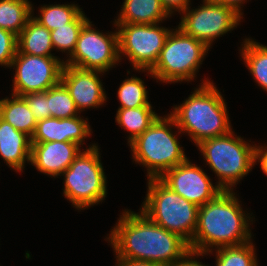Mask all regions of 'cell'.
Wrapping results in <instances>:
<instances>
[{
  "label": "cell",
  "instance_id": "603a6c76",
  "mask_svg": "<svg viewBox=\"0 0 267 266\" xmlns=\"http://www.w3.org/2000/svg\"><path fill=\"white\" fill-rule=\"evenodd\" d=\"M32 17V3L29 0H0V28L17 37Z\"/></svg>",
  "mask_w": 267,
  "mask_h": 266
},
{
  "label": "cell",
  "instance_id": "d6a6232c",
  "mask_svg": "<svg viewBox=\"0 0 267 266\" xmlns=\"http://www.w3.org/2000/svg\"><path fill=\"white\" fill-rule=\"evenodd\" d=\"M204 255L190 252L182 261H179L174 266H209L205 265L198 260L199 257ZM197 260H196V258Z\"/></svg>",
  "mask_w": 267,
  "mask_h": 266
},
{
  "label": "cell",
  "instance_id": "9a60e30c",
  "mask_svg": "<svg viewBox=\"0 0 267 266\" xmlns=\"http://www.w3.org/2000/svg\"><path fill=\"white\" fill-rule=\"evenodd\" d=\"M89 124L88 118L84 119L80 115L64 119H41L37 121L31 143L60 141L76 143L82 147L85 139L93 133Z\"/></svg>",
  "mask_w": 267,
  "mask_h": 266
},
{
  "label": "cell",
  "instance_id": "2e32d148",
  "mask_svg": "<svg viewBox=\"0 0 267 266\" xmlns=\"http://www.w3.org/2000/svg\"><path fill=\"white\" fill-rule=\"evenodd\" d=\"M81 151L78 144L71 142L32 143L30 163L44 175L58 178Z\"/></svg>",
  "mask_w": 267,
  "mask_h": 266
},
{
  "label": "cell",
  "instance_id": "ac0fdd59",
  "mask_svg": "<svg viewBox=\"0 0 267 266\" xmlns=\"http://www.w3.org/2000/svg\"><path fill=\"white\" fill-rule=\"evenodd\" d=\"M114 23L157 24L171 16L160 0H124Z\"/></svg>",
  "mask_w": 267,
  "mask_h": 266
},
{
  "label": "cell",
  "instance_id": "4dcf8cb0",
  "mask_svg": "<svg viewBox=\"0 0 267 266\" xmlns=\"http://www.w3.org/2000/svg\"><path fill=\"white\" fill-rule=\"evenodd\" d=\"M160 1L162 3V6L170 16H172L174 12H178L181 15V13L191 5L190 2L191 0H160Z\"/></svg>",
  "mask_w": 267,
  "mask_h": 266
},
{
  "label": "cell",
  "instance_id": "5b68a950",
  "mask_svg": "<svg viewBox=\"0 0 267 266\" xmlns=\"http://www.w3.org/2000/svg\"><path fill=\"white\" fill-rule=\"evenodd\" d=\"M234 133L231 130L226 135L210 138L196 145L206 164L215 173L217 185L225 191H234V187L255 166V144H250Z\"/></svg>",
  "mask_w": 267,
  "mask_h": 266
},
{
  "label": "cell",
  "instance_id": "d4e9b609",
  "mask_svg": "<svg viewBox=\"0 0 267 266\" xmlns=\"http://www.w3.org/2000/svg\"><path fill=\"white\" fill-rule=\"evenodd\" d=\"M255 245L252 241L215 249V266H258Z\"/></svg>",
  "mask_w": 267,
  "mask_h": 266
},
{
  "label": "cell",
  "instance_id": "30bf717a",
  "mask_svg": "<svg viewBox=\"0 0 267 266\" xmlns=\"http://www.w3.org/2000/svg\"><path fill=\"white\" fill-rule=\"evenodd\" d=\"M93 26L90 19L83 25L75 49L64 64L105 74L121 62L118 31L103 33Z\"/></svg>",
  "mask_w": 267,
  "mask_h": 266
},
{
  "label": "cell",
  "instance_id": "ba28073f",
  "mask_svg": "<svg viewBox=\"0 0 267 266\" xmlns=\"http://www.w3.org/2000/svg\"><path fill=\"white\" fill-rule=\"evenodd\" d=\"M99 151L98 144H90L60 175L64 176V198H67L77 210H85L102 203L108 194L107 177Z\"/></svg>",
  "mask_w": 267,
  "mask_h": 266
},
{
  "label": "cell",
  "instance_id": "f546056e",
  "mask_svg": "<svg viewBox=\"0 0 267 266\" xmlns=\"http://www.w3.org/2000/svg\"><path fill=\"white\" fill-rule=\"evenodd\" d=\"M29 105L30 111L38 120L50 118L49 100L47 90L44 92H31L22 96Z\"/></svg>",
  "mask_w": 267,
  "mask_h": 266
},
{
  "label": "cell",
  "instance_id": "5bb4252c",
  "mask_svg": "<svg viewBox=\"0 0 267 266\" xmlns=\"http://www.w3.org/2000/svg\"><path fill=\"white\" fill-rule=\"evenodd\" d=\"M101 75H104L103 72L64 64L61 83L68 90L80 113L85 109L99 108L106 103L108 97L100 79Z\"/></svg>",
  "mask_w": 267,
  "mask_h": 266
},
{
  "label": "cell",
  "instance_id": "4fadbf2b",
  "mask_svg": "<svg viewBox=\"0 0 267 266\" xmlns=\"http://www.w3.org/2000/svg\"><path fill=\"white\" fill-rule=\"evenodd\" d=\"M172 191L197 206H202L214 199L221 191L217 184L213 185L210 176L189 158L167 170L160 178Z\"/></svg>",
  "mask_w": 267,
  "mask_h": 266
},
{
  "label": "cell",
  "instance_id": "44dd1931",
  "mask_svg": "<svg viewBox=\"0 0 267 266\" xmlns=\"http://www.w3.org/2000/svg\"><path fill=\"white\" fill-rule=\"evenodd\" d=\"M153 109L152 106L118 108L115 122L129 133L127 137L128 145L148 129L160 116Z\"/></svg>",
  "mask_w": 267,
  "mask_h": 266
},
{
  "label": "cell",
  "instance_id": "6da1fadb",
  "mask_svg": "<svg viewBox=\"0 0 267 266\" xmlns=\"http://www.w3.org/2000/svg\"><path fill=\"white\" fill-rule=\"evenodd\" d=\"M105 238L116 260H139L174 266L191 251L189 244L175 233L157 225L141 210L125 209Z\"/></svg>",
  "mask_w": 267,
  "mask_h": 266
},
{
  "label": "cell",
  "instance_id": "f1b7e54d",
  "mask_svg": "<svg viewBox=\"0 0 267 266\" xmlns=\"http://www.w3.org/2000/svg\"><path fill=\"white\" fill-rule=\"evenodd\" d=\"M17 50V36L0 28V66L10 68Z\"/></svg>",
  "mask_w": 267,
  "mask_h": 266
},
{
  "label": "cell",
  "instance_id": "7c38bea8",
  "mask_svg": "<svg viewBox=\"0 0 267 266\" xmlns=\"http://www.w3.org/2000/svg\"><path fill=\"white\" fill-rule=\"evenodd\" d=\"M64 60L57 56H33L18 50L10 68L15 70L12 94L23 96L31 92H44L61 82Z\"/></svg>",
  "mask_w": 267,
  "mask_h": 266
},
{
  "label": "cell",
  "instance_id": "8992f818",
  "mask_svg": "<svg viewBox=\"0 0 267 266\" xmlns=\"http://www.w3.org/2000/svg\"><path fill=\"white\" fill-rule=\"evenodd\" d=\"M147 180V194L139 210L190 244L197 228L199 206L172 191L159 178Z\"/></svg>",
  "mask_w": 267,
  "mask_h": 266
},
{
  "label": "cell",
  "instance_id": "277c9868",
  "mask_svg": "<svg viewBox=\"0 0 267 266\" xmlns=\"http://www.w3.org/2000/svg\"><path fill=\"white\" fill-rule=\"evenodd\" d=\"M177 124L168 114L159 116L155 122L128 146L135 163L146 168L147 178H160L167 170L187 159L177 133Z\"/></svg>",
  "mask_w": 267,
  "mask_h": 266
},
{
  "label": "cell",
  "instance_id": "7a4b0ae2",
  "mask_svg": "<svg viewBox=\"0 0 267 266\" xmlns=\"http://www.w3.org/2000/svg\"><path fill=\"white\" fill-rule=\"evenodd\" d=\"M236 194L223 190L214 199L199 206L197 228L189 244L191 252L210 255L217 248L253 241L249 226L251 221L253 223V213L243 210Z\"/></svg>",
  "mask_w": 267,
  "mask_h": 266
},
{
  "label": "cell",
  "instance_id": "9c48e42d",
  "mask_svg": "<svg viewBox=\"0 0 267 266\" xmlns=\"http://www.w3.org/2000/svg\"><path fill=\"white\" fill-rule=\"evenodd\" d=\"M113 25L118 31L119 59L127 56L135 70H150L155 65L172 30L160 26L161 23Z\"/></svg>",
  "mask_w": 267,
  "mask_h": 266
},
{
  "label": "cell",
  "instance_id": "83f0119b",
  "mask_svg": "<svg viewBox=\"0 0 267 266\" xmlns=\"http://www.w3.org/2000/svg\"><path fill=\"white\" fill-rule=\"evenodd\" d=\"M47 98L50 117L64 119L80 115L74 100L61 82L47 90Z\"/></svg>",
  "mask_w": 267,
  "mask_h": 266
},
{
  "label": "cell",
  "instance_id": "3957f363",
  "mask_svg": "<svg viewBox=\"0 0 267 266\" xmlns=\"http://www.w3.org/2000/svg\"><path fill=\"white\" fill-rule=\"evenodd\" d=\"M199 87L180 105H174L170 115L174 118L178 134L187 133L195 145L226 135L232 130L227 102L213 81L202 80Z\"/></svg>",
  "mask_w": 267,
  "mask_h": 266
},
{
  "label": "cell",
  "instance_id": "52a82bcc",
  "mask_svg": "<svg viewBox=\"0 0 267 266\" xmlns=\"http://www.w3.org/2000/svg\"><path fill=\"white\" fill-rule=\"evenodd\" d=\"M209 49L205 43L185 34L180 28H173L155 65L150 70L136 71L147 72L162 83L194 81Z\"/></svg>",
  "mask_w": 267,
  "mask_h": 266
},
{
  "label": "cell",
  "instance_id": "d6986e66",
  "mask_svg": "<svg viewBox=\"0 0 267 266\" xmlns=\"http://www.w3.org/2000/svg\"><path fill=\"white\" fill-rule=\"evenodd\" d=\"M18 51L33 56L50 57L55 54L52 46L50 30L40 25L32 17L27 21L26 26L17 37Z\"/></svg>",
  "mask_w": 267,
  "mask_h": 266
},
{
  "label": "cell",
  "instance_id": "7402d4cb",
  "mask_svg": "<svg viewBox=\"0 0 267 266\" xmlns=\"http://www.w3.org/2000/svg\"><path fill=\"white\" fill-rule=\"evenodd\" d=\"M240 47L241 57L250 74L264 91L267 92V46L254 41L252 38L243 39Z\"/></svg>",
  "mask_w": 267,
  "mask_h": 266
},
{
  "label": "cell",
  "instance_id": "484cf974",
  "mask_svg": "<svg viewBox=\"0 0 267 266\" xmlns=\"http://www.w3.org/2000/svg\"><path fill=\"white\" fill-rule=\"evenodd\" d=\"M89 19L82 11L71 23L50 31L52 46L58 52L67 53L70 57L75 49L80 30Z\"/></svg>",
  "mask_w": 267,
  "mask_h": 266
},
{
  "label": "cell",
  "instance_id": "e0dca14e",
  "mask_svg": "<svg viewBox=\"0 0 267 266\" xmlns=\"http://www.w3.org/2000/svg\"><path fill=\"white\" fill-rule=\"evenodd\" d=\"M31 148V137L0 118V157L10 168L22 172L30 163Z\"/></svg>",
  "mask_w": 267,
  "mask_h": 266
},
{
  "label": "cell",
  "instance_id": "4316f807",
  "mask_svg": "<svg viewBox=\"0 0 267 266\" xmlns=\"http://www.w3.org/2000/svg\"><path fill=\"white\" fill-rule=\"evenodd\" d=\"M117 97L120 102L119 108H138L152 106L148 100L147 86L139 77L131 76L120 84Z\"/></svg>",
  "mask_w": 267,
  "mask_h": 266
},
{
  "label": "cell",
  "instance_id": "e575fe53",
  "mask_svg": "<svg viewBox=\"0 0 267 266\" xmlns=\"http://www.w3.org/2000/svg\"><path fill=\"white\" fill-rule=\"evenodd\" d=\"M115 266H162L157 263L139 260H116Z\"/></svg>",
  "mask_w": 267,
  "mask_h": 266
},
{
  "label": "cell",
  "instance_id": "cb8c5ba5",
  "mask_svg": "<svg viewBox=\"0 0 267 266\" xmlns=\"http://www.w3.org/2000/svg\"><path fill=\"white\" fill-rule=\"evenodd\" d=\"M32 4V18L40 25L52 31L58 27L71 23L81 12L82 8L78 4H50L39 8V15L34 16Z\"/></svg>",
  "mask_w": 267,
  "mask_h": 266
},
{
  "label": "cell",
  "instance_id": "1f68e13d",
  "mask_svg": "<svg viewBox=\"0 0 267 266\" xmlns=\"http://www.w3.org/2000/svg\"><path fill=\"white\" fill-rule=\"evenodd\" d=\"M260 163L261 170L267 176V146L263 144H255L254 148V164Z\"/></svg>",
  "mask_w": 267,
  "mask_h": 266
},
{
  "label": "cell",
  "instance_id": "836d02e7",
  "mask_svg": "<svg viewBox=\"0 0 267 266\" xmlns=\"http://www.w3.org/2000/svg\"><path fill=\"white\" fill-rule=\"evenodd\" d=\"M222 5L229 6L233 8L239 15L243 16L242 4L246 3L247 0H211Z\"/></svg>",
  "mask_w": 267,
  "mask_h": 266
},
{
  "label": "cell",
  "instance_id": "ffe728a7",
  "mask_svg": "<svg viewBox=\"0 0 267 266\" xmlns=\"http://www.w3.org/2000/svg\"><path fill=\"white\" fill-rule=\"evenodd\" d=\"M0 118L29 137L35 132L37 119L22 96L12 94L10 98L0 99Z\"/></svg>",
  "mask_w": 267,
  "mask_h": 266
},
{
  "label": "cell",
  "instance_id": "8fae6325",
  "mask_svg": "<svg viewBox=\"0 0 267 266\" xmlns=\"http://www.w3.org/2000/svg\"><path fill=\"white\" fill-rule=\"evenodd\" d=\"M181 14L177 27L209 48L215 39L237 28L243 19L233 8L211 0H203L196 9L189 6Z\"/></svg>",
  "mask_w": 267,
  "mask_h": 266
}]
</instances>
